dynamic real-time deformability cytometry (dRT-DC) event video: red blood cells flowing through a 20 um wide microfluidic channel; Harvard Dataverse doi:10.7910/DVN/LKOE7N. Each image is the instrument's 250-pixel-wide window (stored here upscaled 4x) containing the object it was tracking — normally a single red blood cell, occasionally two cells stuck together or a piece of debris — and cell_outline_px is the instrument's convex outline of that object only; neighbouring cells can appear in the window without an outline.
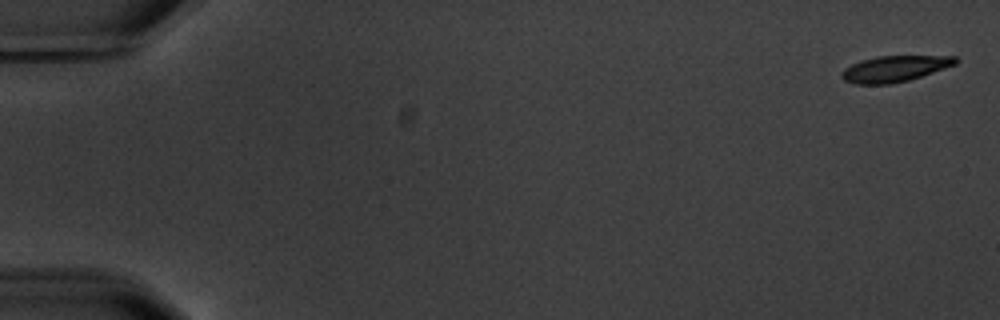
{"species": "common noctule bat (a hibernating species)", "species_latin": "Nyctalus noctula", "temperature_condition": "warm", "stored_images_in_passage": 7, "camera_frame_rate_fps": 3000, "um_per_image_px": 0.085, "animal": {"sex": "male", "body_mass_g": 20.1, "forearm_length_mm": 53.5}, "frame": {"image": 1, "passage_image": 1, "time_ms": 0.0, "image_size_px": [1000, 320], "cell_outline_px": [[960, 60], [956, 64], [908, 80], [892, 84], [856, 84], [844, 80], [840, 76], [840, 72], [844, 68], [860, 60], [876, 56], [956, 56]], "centroid_in_image_um": [76.01, 5.84], "position_along_channel_um": 9.0, "area_um2": 17.28}}
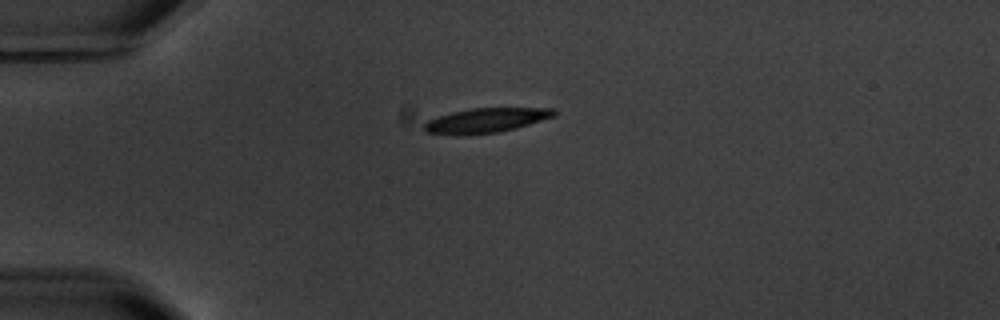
{"frame": {"image": 2, "passage_image": 5, "time_ms": 4.667, "image_size_px": [1000, 320], "cell_outline_px": [[556, 116], [516, 128], [496, 132], [424, 132], [420, 128], [428, 120], [452, 112], [472, 108], [556, 108]], "centroid_in_image_um": [41.41, 10.18], "position_along_channel_um": 43.6, "area_um2": 17.74}}
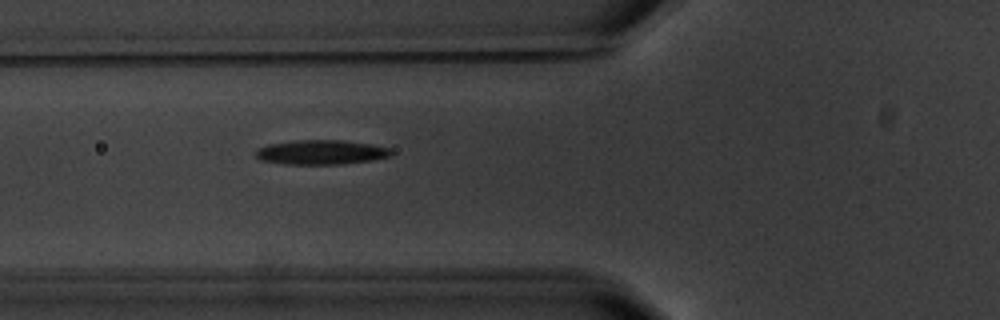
{"frame": {"image": 3, "passage_image": 7, "time_ms": 7.0, "image_size_px": [1000, 320], "cell_outline_px": [[392, 156], [372, 160], [340, 164], [284, 164], [260, 160], [252, 156], [256, 148], [268, 144], [296, 140], [344, 140], [372, 144], [388, 148], [392, 152]], "centroid_in_image_um": [27.23, 12.94], "position_along_channel_um": 98.6, "area_um2": 19.59}}